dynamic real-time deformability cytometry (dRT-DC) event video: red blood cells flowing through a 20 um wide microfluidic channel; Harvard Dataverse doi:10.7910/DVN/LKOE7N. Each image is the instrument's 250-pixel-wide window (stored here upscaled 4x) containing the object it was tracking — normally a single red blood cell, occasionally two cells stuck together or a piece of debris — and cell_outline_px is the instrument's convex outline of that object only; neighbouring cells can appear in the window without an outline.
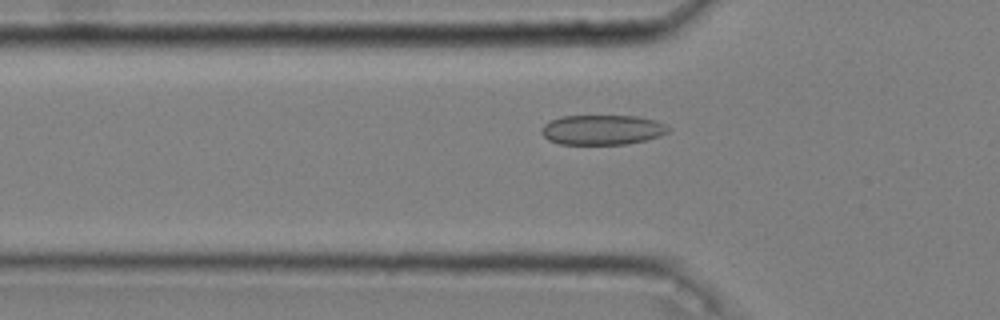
{"species": "common noctule bat (a hibernating species)", "species_latin": "Nyctalus noctula", "temperature_condition": "cold", "stored_images_in_passage": 48, "camera_frame_rate_fps": 3000, "um_per_image_px": 0.085, "animal": {"sex": "male", "body_mass_g": 20.4}, "frame": {"image": 1, "passage_image": 18, "time_ms": 5.667, "image_size_px": [1000, 320], "cell_outline_px": [[672, 128], [668, 132], [660, 136], [628, 144], [560, 144], [548, 140], [540, 132], [540, 128], [544, 124], [560, 116], [636, 116], [656, 120]], "centroid_in_image_um": [51.19, 11.03], "position_along_channel_um": 74.6, "area_um2": 22.2}}
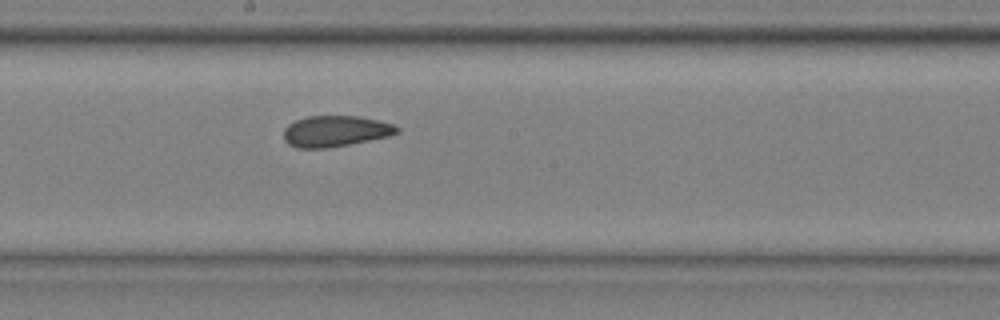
{"frame": {"image": 2, "passage_image": 30, "time_ms": 9.667, "image_size_px": [1000, 320], "cell_outline_px": [[400, 132], [388, 136], [328, 148], [296, 148], [288, 144], [284, 140], [284, 128], [288, 124], [296, 120], [308, 116], [360, 116], [380, 120], [396, 124], [400, 128]], "centroid_in_image_um": [28.53, 11.14], "position_along_channel_um": 219.7, "area_um2": 20.63}}
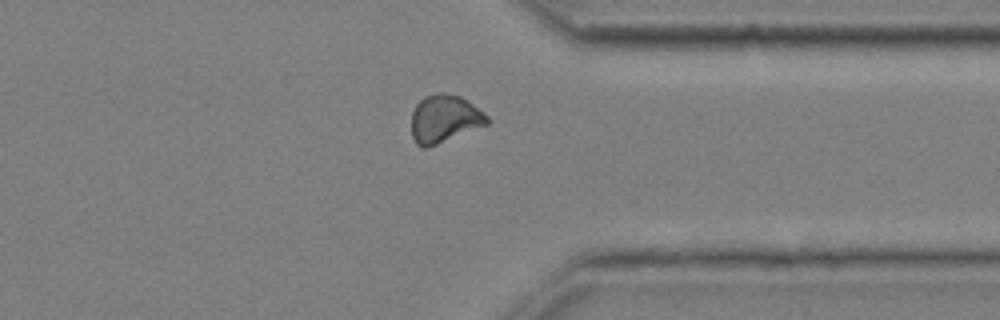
{"frame": {"image": 3, "passage_image": 43, "time_ms": 14.0, "image_size_px": [1000, 320], "cell_outline_px": [[492, 120], [488, 124], [436, 144], [424, 148], [420, 148], [416, 144], [412, 136], [412, 112], [416, 104], [424, 96], [436, 92], [444, 92], [460, 96], [484, 112]], "centroid_in_image_um": [37.77, 10.08], "position_along_channel_um": 373.6, "area_um2": 21.1}, "authors_computed_cell_mechanics": {"area_um2": 21.2704, "velocity_mm_per_s": 3.6192, "shape_relaxation_time_tau1_ms": 3.0887, "shape_relaxation_time_tau2_ms": 1.5081, "deformation_change_tau1": 0.0605, "deformation_change_tau2": 0.0666}}